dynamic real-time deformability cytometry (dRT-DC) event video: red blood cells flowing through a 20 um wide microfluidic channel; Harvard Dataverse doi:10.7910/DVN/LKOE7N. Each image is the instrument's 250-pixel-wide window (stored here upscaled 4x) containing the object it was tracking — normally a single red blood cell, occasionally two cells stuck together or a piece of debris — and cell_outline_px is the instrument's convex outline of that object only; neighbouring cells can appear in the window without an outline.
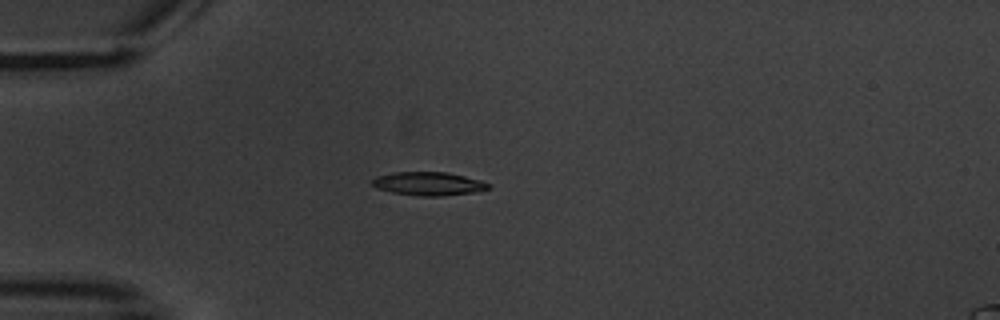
{"species": "common noctule bat (a hibernating species)", "species_latin": "Nyctalus noctula", "temperature_condition": "warm", "stored_images_in_passage": 9, "camera_frame_rate_fps": 3000, "um_per_image_px": 0.085, "animal": {"sex": "male", "body_mass_g": 20.1, "forearm_length_mm": 53.5}, "frame": {"image": 1, "passage_image": 4, "time_ms": 3.333, "image_size_px": [1000, 320], "cell_outline_px": [[492, 188], [476, 192], [444, 196], [420, 196], [392, 192], [376, 188], [372, 184], [372, 180], [376, 176], [392, 172], [448, 172], [480, 180], [488, 184]], "centroid_in_image_um": [36.42, 15.61], "position_along_channel_um": 48.6, "area_um2": 15.95}}
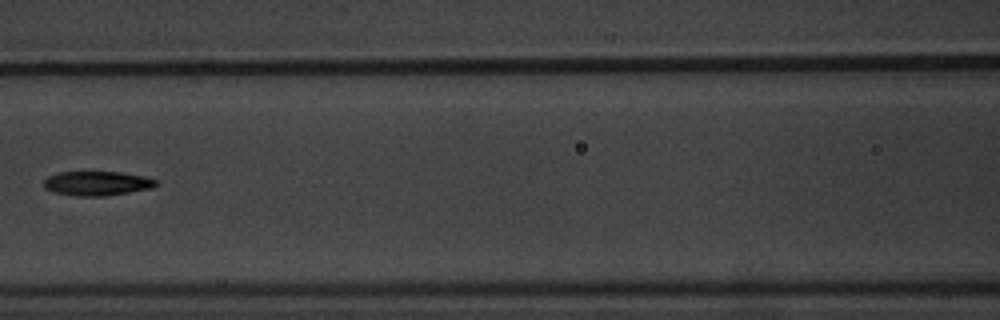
{"frame": {"image": 2, "passage_image": 7, "time_ms": 7.0, "image_size_px": [1000, 320], "cell_outline_px": [[160, 184], [152, 188], [104, 196], [76, 196], [52, 192], [44, 188], [44, 180], [48, 176], [60, 172], [120, 172], [144, 176], [156, 180]], "centroid_in_image_um": [8.24, 15.59], "position_along_channel_um": 158.4, "area_um2": 15.95}}
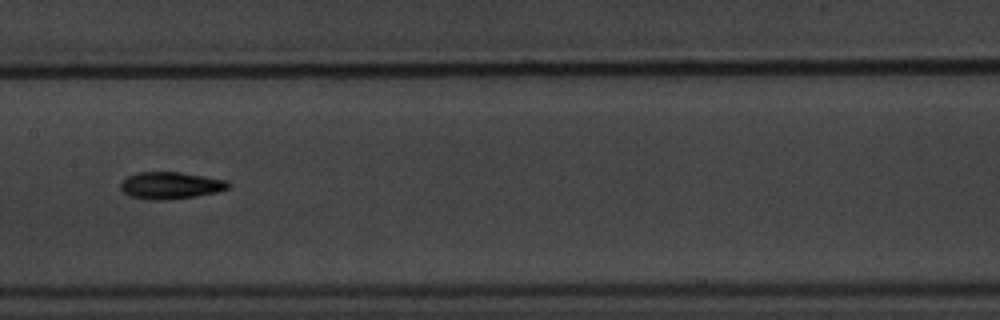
{"frame": {"image": 3, "passage_image": 8, "time_ms": 8.0, "image_size_px": [1000, 320], "cell_outline_px": [[232, 184], [228, 188], [216, 192], [196, 196], [164, 200], [148, 200], [128, 196], [120, 188], [120, 184], [128, 176], [140, 172], [180, 172], [228, 180]], "centroid_in_image_um": [14.51, 15.76], "position_along_channel_um": 192.9, "area_um2": 16.99}}